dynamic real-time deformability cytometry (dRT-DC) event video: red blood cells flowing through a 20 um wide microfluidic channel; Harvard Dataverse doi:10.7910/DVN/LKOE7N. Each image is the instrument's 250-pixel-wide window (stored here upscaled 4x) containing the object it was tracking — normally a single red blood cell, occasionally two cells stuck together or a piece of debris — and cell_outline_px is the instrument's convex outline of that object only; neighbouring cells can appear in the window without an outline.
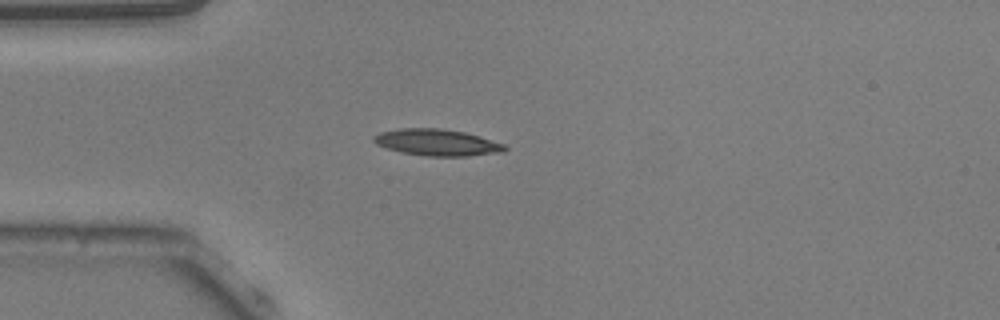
{"species": "common noctule bat (a hibernating species)", "species_latin": "Nyctalus noctula", "temperature_condition": "warm", "stored_images_in_passage": 40, "camera_frame_rate_fps": 3000, "um_per_image_px": 0.085, "animal": {"sex": "male", "body_mass_g": 20.5, "forearm_length_mm": 52.5}, "frame": {"image": 1, "passage_image": 1, "time_ms": 0.0, "image_size_px": [1000, 320], "cell_outline_px": [[508, 148], [504, 152], [468, 156], [428, 156], [400, 152], [376, 144], [372, 140], [372, 136], [380, 132], [396, 128], [440, 128], [464, 132], [480, 136], [504, 144]], "centroid_in_image_um": [37.14, 12.1], "position_along_channel_um": 47.9, "area_um2": 20.4}}
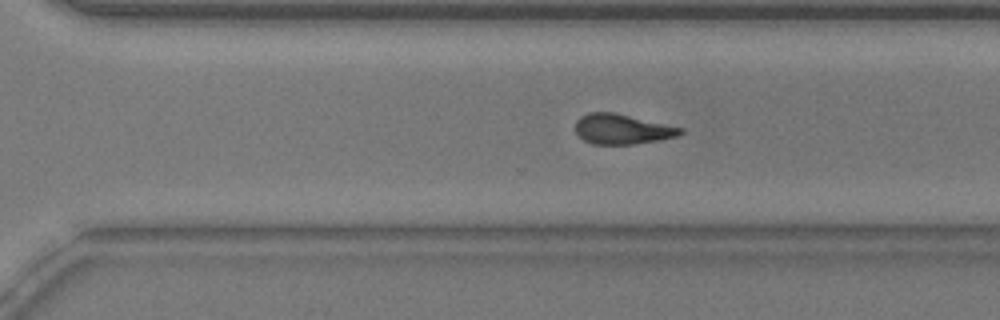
{"frame": {"image": 2, "passage_image": 23, "time_ms": 7.333, "image_size_px": [1000, 320], "cell_outline_px": [[684, 132], [676, 136], [660, 140], [632, 144], [592, 144], [584, 140], [576, 132], [576, 120], [580, 116], [588, 112], [612, 112], [684, 128]], "centroid_in_image_um": [52.87, 10.97], "position_along_channel_um": 317.7, "area_um2": 18.26}}
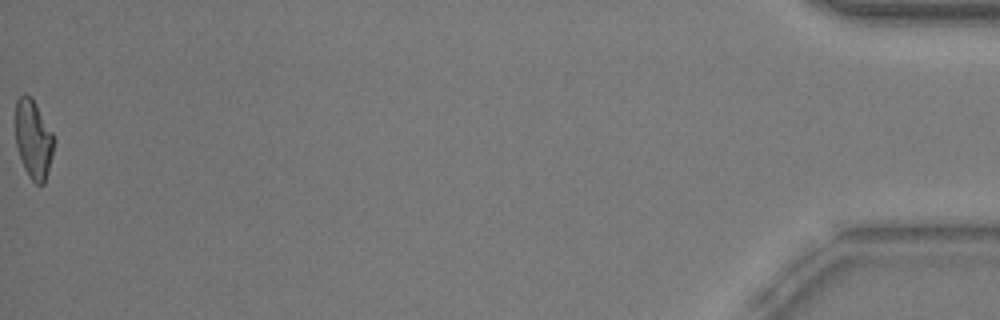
{"frame": {"image": 3, "passage_image": 40, "time_ms": 13.0, "image_size_px": [1000, 320], "cell_outline_px": [[56, 140], [44, 184], [36, 184], [28, 176], [20, 160], [16, 144], [12, 120], [16, 100], [24, 92], [32, 96], [52, 132]], "centroid_in_image_um": [2.78, 11.76], "position_along_channel_um": 432.4, "area_um2": 18.44}, "authors_computed_cell_mechanics": {"area_um2": 18.9295, "velocity_mm_per_s": 3.8508, "shape_relaxation_time_tau1_ms": 3.7996, "shape_relaxation_time_tau2_ms": 4.4318, "deformation_change_tau1": 0.1665, "deformation_change_tau2": 0.1378}}